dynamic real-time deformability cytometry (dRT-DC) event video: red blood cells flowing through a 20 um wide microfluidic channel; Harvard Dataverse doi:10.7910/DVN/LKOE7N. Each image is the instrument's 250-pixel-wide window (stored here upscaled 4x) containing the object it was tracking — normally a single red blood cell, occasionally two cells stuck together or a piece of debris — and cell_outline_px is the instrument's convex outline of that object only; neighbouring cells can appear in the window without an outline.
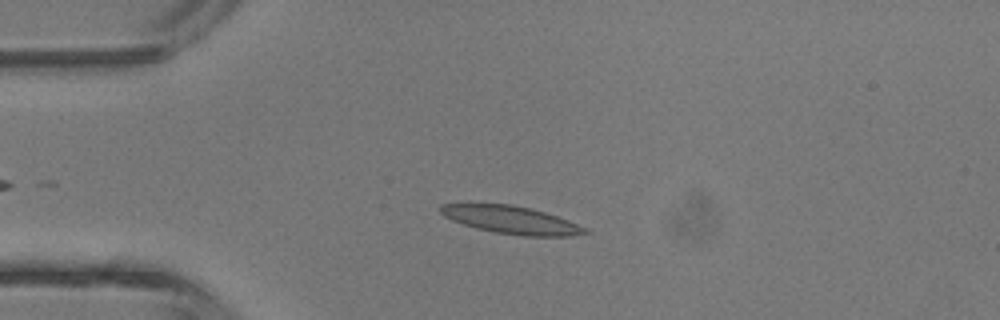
{"species": "common noctule bat (a hibernating species)", "species_latin": "Nyctalus noctula", "temperature_condition": "room temperature", "stored_images_in_passage": 4, "camera_frame_rate_fps": 3000, "um_per_image_px": 0.085, "animal": {"sex": "male", "body_mass_g": 13.3}, "frame": {"image": 1, "passage_image": 3, "time_ms": 2.333, "image_size_px": [1000, 320], "cell_outline_px": [[592, 232], [572, 236], [524, 236], [496, 232], [476, 228], [452, 220], [444, 216], [440, 212], [440, 204], [512, 204], [544, 212], [568, 220], [588, 228]], "centroid_in_image_um": [43.5, 18.7], "position_along_channel_um": 41.5, "area_um2": 23.18}}